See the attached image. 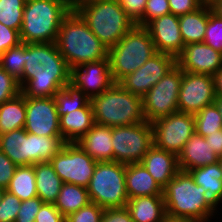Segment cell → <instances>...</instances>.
<instances>
[{
	"label": "cell",
	"instance_id": "34",
	"mask_svg": "<svg viewBox=\"0 0 222 222\" xmlns=\"http://www.w3.org/2000/svg\"><path fill=\"white\" fill-rule=\"evenodd\" d=\"M25 65V43L8 49L0 55V66L17 81L22 77Z\"/></svg>",
	"mask_w": 222,
	"mask_h": 222
},
{
	"label": "cell",
	"instance_id": "3",
	"mask_svg": "<svg viewBox=\"0 0 222 222\" xmlns=\"http://www.w3.org/2000/svg\"><path fill=\"white\" fill-rule=\"evenodd\" d=\"M73 9L107 49L135 25L118 0H82Z\"/></svg>",
	"mask_w": 222,
	"mask_h": 222
},
{
	"label": "cell",
	"instance_id": "20",
	"mask_svg": "<svg viewBox=\"0 0 222 222\" xmlns=\"http://www.w3.org/2000/svg\"><path fill=\"white\" fill-rule=\"evenodd\" d=\"M177 158L179 170L188 172L198 167L215 164L219 162L220 157L213 152L205 137L195 132L184 144Z\"/></svg>",
	"mask_w": 222,
	"mask_h": 222
},
{
	"label": "cell",
	"instance_id": "56",
	"mask_svg": "<svg viewBox=\"0 0 222 222\" xmlns=\"http://www.w3.org/2000/svg\"><path fill=\"white\" fill-rule=\"evenodd\" d=\"M213 1H215V0H203V2L205 3V4H211Z\"/></svg>",
	"mask_w": 222,
	"mask_h": 222
},
{
	"label": "cell",
	"instance_id": "49",
	"mask_svg": "<svg viewBox=\"0 0 222 222\" xmlns=\"http://www.w3.org/2000/svg\"><path fill=\"white\" fill-rule=\"evenodd\" d=\"M215 96H222V68L213 75Z\"/></svg>",
	"mask_w": 222,
	"mask_h": 222
},
{
	"label": "cell",
	"instance_id": "48",
	"mask_svg": "<svg viewBox=\"0 0 222 222\" xmlns=\"http://www.w3.org/2000/svg\"><path fill=\"white\" fill-rule=\"evenodd\" d=\"M206 141L209 143L213 152H215L220 158L222 157V130L210 134L205 137Z\"/></svg>",
	"mask_w": 222,
	"mask_h": 222
},
{
	"label": "cell",
	"instance_id": "52",
	"mask_svg": "<svg viewBox=\"0 0 222 222\" xmlns=\"http://www.w3.org/2000/svg\"><path fill=\"white\" fill-rule=\"evenodd\" d=\"M164 222H200L197 220H189V219H176L167 217Z\"/></svg>",
	"mask_w": 222,
	"mask_h": 222
},
{
	"label": "cell",
	"instance_id": "45",
	"mask_svg": "<svg viewBox=\"0 0 222 222\" xmlns=\"http://www.w3.org/2000/svg\"><path fill=\"white\" fill-rule=\"evenodd\" d=\"M203 4V0H169L171 13L177 16L193 12Z\"/></svg>",
	"mask_w": 222,
	"mask_h": 222
},
{
	"label": "cell",
	"instance_id": "38",
	"mask_svg": "<svg viewBox=\"0 0 222 222\" xmlns=\"http://www.w3.org/2000/svg\"><path fill=\"white\" fill-rule=\"evenodd\" d=\"M169 13V0H147L144 15L136 25L145 27L150 21Z\"/></svg>",
	"mask_w": 222,
	"mask_h": 222
},
{
	"label": "cell",
	"instance_id": "54",
	"mask_svg": "<svg viewBox=\"0 0 222 222\" xmlns=\"http://www.w3.org/2000/svg\"><path fill=\"white\" fill-rule=\"evenodd\" d=\"M5 191H6V189L0 187V202H1L2 198H3V195H4Z\"/></svg>",
	"mask_w": 222,
	"mask_h": 222
},
{
	"label": "cell",
	"instance_id": "55",
	"mask_svg": "<svg viewBox=\"0 0 222 222\" xmlns=\"http://www.w3.org/2000/svg\"><path fill=\"white\" fill-rule=\"evenodd\" d=\"M219 165H220V168H221V181H222V157L219 158Z\"/></svg>",
	"mask_w": 222,
	"mask_h": 222
},
{
	"label": "cell",
	"instance_id": "35",
	"mask_svg": "<svg viewBox=\"0 0 222 222\" xmlns=\"http://www.w3.org/2000/svg\"><path fill=\"white\" fill-rule=\"evenodd\" d=\"M25 3L26 0H0V23L19 32Z\"/></svg>",
	"mask_w": 222,
	"mask_h": 222
},
{
	"label": "cell",
	"instance_id": "18",
	"mask_svg": "<svg viewBox=\"0 0 222 222\" xmlns=\"http://www.w3.org/2000/svg\"><path fill=\"white\" fill-rule=\"evenodd\" d=\"M176 65L185 72L214 75L222 68V53L205 43H191L176 57Z\"/></svg>",
	"mask_w": 222,
	"mask_h": 222
},
{
	"label": "cell",
	"instance_id": "17",
	"mask_svg": "<svg viewBox=\"0 0 222 222\" xmlns=\"http://www.w3.org/2000/svg\"><path fill=\"white\" fill-rule=\"evenodd\" d=\"M26 132L38 136H61L54 97L26 96Z\"/></svg>",
	"mask_w": 222,
	"mask_h": 222
},
{
	"label": "cell",
	"instance_id": "13",
	"mask_svg": "<svg viewBox=\"0 0 222 222\" xmlns=\"http://www.w3.org/2000/svg\"><path fill=\"white\" fill-rule=\"evenodd\" d=\"M151 125L153 145L176 156L179 155L184 144L195 133L194 115L179 111L157 119Z\"/></svg>",
	"mask_w": 222,
	"mask_h": 222
},
{
	"label": "cell",
	"instance_id": "53",
	"mask_svg": "<svg viewBox=\"0 0 222 222\" xmlns=\"http://www.w3.org/2000/svg\"><path fill=\"white\" fill-rule=\"evenodd\" d=\"M68 2L72 7H74L77 3H79L82 0H65Z\"/></svg>",
	"mask_w": 222,
	"mask_h": 222
},
{
	"label": "cell",
	"instance_id": "12",
	"mask_svg": "<svg viewBox=\"0 0 222 222\" xmlns=\"http://www.w3.org/2000/svg\"><path fill=\"white\" fill-rule=\"evenodd\" d=\"M49 162L63 183L84 187L88 186L97 164L76 142L65 143Z\"/></svg>",
	"mask_w": 222,
	"mask_h": 222
},
{
	"label": "cell",
	"instance_id": "7",
	"mask_svg": "<svg viewBox=\"0 0 222 222\" xmlns=\"http://www.w3.org/2000/svg\"><path fill=\"white\" fill-rule=\"evenodd\" d=\"M65 143L62 136H38L24 128L0 135V150L17 166L49 162Z\"/></svg>",
	"mask_w": 222,
	"mask_h": 222
},
{
	"label": "cell",
	"instance_id": "21",
	"mask_svg": "<svg viewBox=\"0 0 222 222\" xmlns=\"http://www.w3.org/2000/svg\"><path fill=\"white\" fill-rule=\"evenodd\" d=\"M140 163L162 188L180 171L177 156L154 145L144 155Z\"/></svg>",
	"mask_w": 222,
	"mask_h": 222
},
{
	"label": "cell",
	"instance_id": "28",
	"mask_svg": "<svg viewBox=\"0 0 222 222\" xmlns=\"http://www.w3.org/2000/svg\"><path fill=\"white\" fill-rule=\"evenodd\" d=\"M37 197L44 203L54 204L63 185L50 162L34 164Z\"/></svg>",
	"mask_w": 222,
	"mask_h": 222
},
{
	"label": "cell",
	"instance_id": "2",
	"mask_svg": "<svg viewBox=\"0 0 222 222\" xmlns=\"http://www.w3.org/2000/svg\"><path fill=\"white\" fill-rule=\"evenodd\" d=\"M56 45L69 68L108 57V49L72 9L60 25Z\"/></svg>",
	"mask_w": 222,
	"mask_h": 222
},
{
	"label": "cell",
	"instance_id": "42",
	"mask_svg": "<svg viewBox=\"0 0 222 222\" xmlns=\"http://www.w3.org/2000/svg\"><path fill=\"white\" fill-rule=\"evenodd\" d=\"M127 16L137 24L144 15L147 0H118Z\"/></svg>",
	"mask_w": 222,
	"mask_h": 222
},
{
	"label": "cell",
	"instance_id": "16",
	"mask_svg": "<svg viewBox=\"0 0 222 222\" xmlns=\"http://www.w3.org/2000/svg\"><path fill=\"white\" fill-rule=\"evenodd\" d=\"M175 65L174 56L157 52L143 66L124 77L119 84L132 94L143 97Z\"/></svg>",
	"mask_w": 222,
	"mask_h": 222
},
{
	"label": "cell",
	"instance_id": "25",
	"mask_svg": "<svg viewBox=\"0 0 222 222\" xmlns=\"http://www.w3.org/2000/svg\"><path fill=\"white\" fill-rule=\"evenodd\" d=\"M126 208L134 222H164L167 218L163 195L130 198Z\"/></svg>",
	"mask_w": 222,
	"mask_h": 222
},
{
	"label": "cell",
	"instance_id": "26",
	"mask_svg": "<svg viewBox=\"0 0 222 222\" xmlns=\"http://www.w3.org/2000/svg\"><path fill=\"white\" fill-rule=\"evenodd\" d=\"M197 185L205 190V201L215 210L222 203V181L219 162L188 171Z\"/></svg>",
	"mask_w": 222,
	"mask_h": 222
},
{
	"label": "cell",
	"instance_id": "51",
	"mask_svg": "<svg viewBox=\"0 0 222 222\" xmlns=\"http://www.w3.org/2000/svg\"><path fill=\"white\" fill-rule=\"evenodd\" d=\"M214 104L217 106V109L221 115L222 118V96H216Z\"/></svg>",
	"mask_w": 222,
	"mask_h": 222
},
{
	"label": "cell",
	"instance_id": "47",
	"mask_svg": "<svg viewBox=\"0 0 222 222\" xmlns=\"http://www.w3.org/2000/svg\"><path fill=\"white\" fill-rule=\"evenodd\" d=\"M101 222H134L126 207L104 209Z\"/></svg>",
	"mask_w": 222,
	"mask_h": 222
},
{
	"label": "cell",
	"instance_id": "31",
	"mask_svg": "<svg viewBox=\"0 0 222 222\" xmlns=\"http://www.w3.org/2000/svg\"><path fill=\"white\" fill-rule=\"evenodd\" d=\"M34 165L17 166L6 191L17 196L21 202L37 197Z\"/></svg>",
	"mask_w": 222,
	"mask_h": 222
},
{
	"label": "cell",
	"instance_id": "37",
	"mask_svg": "<svg viewBox=\"0 0 222 222\" xmlns=\"http://www.w3.org/2000/svg\"><path fill=\"white\" fill-rule=\"evenodd\" d=\"M104 209L94 202H89L78 211L69 214L66 222H101Z\"/></svg>",
	"mask_w": 222,
	"mask_h": 222
},
{
	"label": "cell",
	"instance_id": "9",
	"mask_svg": "<svg viewBox=\"0 0 222 222\" xmlns=\"http://www.w3.org/2000/svg\"><path fill=\"white\" fill-rule=\"evenodd\" d=\"M126 164L97 162L87 191L91 202L103 209L126 207L128 194L125 183Z\"/></svg>",
	"mask_w": 222,
	"mask_h": 222
},
{
	"label": "cell",
	"instance_id": "24",
	"mask_svg": "<svg viewBox=\"0 0 222 222\" xmlns=\"http://www.w3.org/2000/svg\"><path fill=\"white\" fill-rule=\"evenodd\" d=\"M125 183L128 199L163 195V188L141 163L126 164Z\"/></svg>",
	"mask_w": 222,
	"mask_h": 222
},
{
	"label": "cell",
	"instance_id": "11",
	"mask_svg": "<svg viewBox=\"0 0 222 222\" xmlns=\"http://www.w3.org/2000/svg\"><path fill=\"white\" fill-rule=\"evenodd\" d=\"M183 70L175 65L142 97L143 114L147 122L167 117L178 111V96Z\"/></svg>",
	"mask_w": 222,
	"mask_h": 222
},
{
	"label": "cell",
	"instance_id": "8",
	"mask_svg": "<svg viewBox=\"0 0 222 222\" xmlns=\"http://www.w3.org/2000/svg\"><path fill=\"white\" fill-rule=\"evenodd\" d=\"M156 53L147 29L135 24L115 46L108 49L109 66L115 82L119 83L136 71Z\"/></svg>",
	"mask_w": 222,
	"mask_h": 222
},
{
	"label": "cell",
	"instance_id": "33",
	"mask_svg": "<svg viewBox=\"0 0 222 222\" xmlns=\"http://www.w3.org/2000/svg\"><path fill=\"white\" fill-rule=\"evenodd\" d=\"M194 119L195 132L203 137L222 130V118L214 103L201 109Z\"/></svg>",
	"mask_w": 222,
	"mask_h": 222
},
{
	"label": "cell",
	"instance_id": "30",
	"mask_svg": "<svg viewBox=\"0 0 222 222\" xmlns=\"http://www.w3.org/2000/svg\"><path fill=\"white\" fill-rule=\"evenodd\" d=\"M89 202L91 201L86 187L63 183L54 205L66 218L69 214L78 211Z\"/></svg>",
	"mask_w": 222,
	"mask_h": 222
},
{
	"label": "cell",
	"instance_id": "50",
	"mask_svg": "<svg viewBox=\"0 0 222 222\" xmlns=\"http://www.w3.org/2000/svg\"><path fill=\"white\" fill-rule=\"evenodd\" d=\"M212 12L222 18V0H215L210 4Z\"/></svg>",
	"mask_w": 222,
	"mask_h": 222
},
{
	"label": "cell",
	"instance_id": "29",
	"mask_svg": "<svg viewBox=\"0 0 222 222\" xmlns=\"http://www.w3.org/2000/svg\"><path fill=\"white\" fill-rule=\"evenodd\" d=\"M26 122V96L21 92L0 104V135L24 128Z\"/></svg>",
	"mask_w": 222,
	"mask_h": 222
},
{
	"label": "cell",
	"instance_id": "23",
	"mask_svg": "<svg viewBox=\"0 0 222 222\" xmlns=\"http://www.w3.org/2000/svg\"><path fill=\"white\" fill-rule=\"evenodd\" d=\"M95 124L90 101L80 109L59 117L61 136L66 143H75Z\"/></svg>",
	"mask_w": 222,
	"mask_h": 222
},
{
	"label": "cell",
	"instance_id": "1",
	"mask_svg": "<svg viewBox=\"0 0 222 222\" xmlns=\"http://www.w3.org/2000/svg\"><path fill=\"white\" fill-rule=\"evenodd\" d=\"M70 68L55 42L25 43V65L18 80L29 97H54L69 85Z\"/></svg>",
	"mask_w": 222,
	"mask_h": 222
},
{
	"label": "cell",
	"instance_id": "32",
	"mask_svg": "<svg viewBox=\"0 0 222 222\" xmlns=\"http://www.w3.org/2000/svg\"><path fill=\"white\" fill-rule=\"evenodd\" d=\"M54 98L56 100L58 117L83 108L90 101L82 91L72 88L70 85L60 89Z\"/></svg>",
	"mask_w": 222,
	"mask_h": 222
},
{
	"label": "cell",
	"instance_id": "22",
	"mask_svg": "<svg viewBox=\"0 0 222 222\" xmlns=\"http://www.w3.org/2000/svg\"><path fill=\"white\" fill-rule=\"evenodd\" d=\"M76 143L95 161L112 162V127L94 124Z\"/></svg>",
	"mask_w": 222,
	"mask_h": 222
},
{
	"label": "cell",
	"instance_id": "36",
	"mask_svg": "<svg viewBox=\"0 0 222 222\" xmlns=\"http://www.w3.org/2000/svg\"><path fill=\"white\" fill-rule=\"evenodd\" d=\"M203 43L222 53V18L212 12L209 5V19Z\"/></svg>",
	"mask_w": 222,
	"mask_h": 222
},
{
	"label": "cell",
	"instance_id": "6",
	"mask_svg": "<svg viewBox=\"0 0 222 222\" xmlns=\"http://www.w3.org/2000/svg\"><path fill=\"white\" fill-rule=\"evenodd\" d=\"M94 122L108 127L134 125L146 121L142 97L115 83L108 90L90 99Z\"/></svg>",
	"mask_w": 222,
	"mask_h": 222
},
{
	"label": "cell",
	"instance_id": "14",
	"mask_svg": "<svg viewBox=\"0 0 222 222\" xmlns=\"http://www.w3.org/2000/svg\"><path fill=\"white\" fill-rule=\"evenodd\" d=\"M214 78L209 74L183 71L178 96V111L195 115L215 101Z\"/></svg>",
	"mask_w": 222,
	"mask_h": 222
},
{
	"label": "cell",
	"instance_id": "46",
	"mask_svg": "<svg viewBox=\"0 0 222 222\" xmlns=\"http://www.w3.org/2000/svg\"><path fill=\"white\" fill-rule=\"evenodd\" d=\"M35 222H66L54 204L44 203L35 217Z\"/></svg>",
	"mask_w": 222,
	"mask_h": 222
},
{
	"label": "cell",
	"instance_id": "4",
	"mask_svg": "<svg viewBox=\"0 0 222 222\" xmlns=\"http://www.w3.org/2000/svg\"><path fill=\"white\" fill-rule=\"evenodd\" d=\"M204 193L188 172L179 171L163 188L166 216L210 222L209 218L216 212L205 201Z\"/></svg>",
	"mask_w": 222,
	"mask_h": 222
},
{
	"label": "cell",
	"instance_id": "44",
	"mask_svg": "<svg viewBox=\"0 0 222 222\" xmlns=\"http://www.w3.org/2000/svg\"><path fill=\"white\" fill-rule=\"evenodd\" d=\"M17 165L0 150V187L6 189L16 171Z\"/></svg>",
	"mask_w": 222,
	"mask_h": 222
},
{
	"label": "cell",
	"instance_id": "41",
	"mask_svg": "<svg viewBox=\"0 0 222 222\" xmlns=\"http://www.w3.org/2000/svg\"><path fill=\"white\" fill-rule=\"evenodd\" d=\"M43 204L39 197L22 201L14 222H35V217Z\"/></svg>",
	"mask_w": 222,
	"mask_h": 222
},
{
	"label": "cell",
	"instance_id": "43",
	"mask_svg": "<svg viewBox=\"0 0 222 222\" xmlns=\"http://www.w3.org/2000/svg\"><path fill=\"white\" fill-rule=\"evenodd\" d=\"M21 42L19 32L0 23V55Z\"/></svg>",
	"mask_w": 222,
	"mask_h": 222
},
{
	"label": "cell",
	"instance_id": "40",
	"mask_svg": "<svg viewBox=\"0 0 222 222\" xmlns=\"http://www.w3.org/2000/svg\"><path fill=\"white\" fill-rule=\"evenodd\" d=\"M21 93L18 81L0 66V104Z\"/></svg>",
	"mask_w": 222,
	"mask_h": 222
},
{
	"label": "cell",
	"instance_id": "39",
	"mask_svg": "<svg viewBox=\"0 0 222 222\" xmlns=\"http://www.w3.org/2000/svg\"><path fill=\"white\" fill-rule=\"evenodd\" d=\"M21 207V200L5 191L0 202V222H14Z\"/></svg>",
	"mask_w": 222,
	"mask_h": 222
},
{
	"label": "cell",
	"instance_id": "19",
	"mask_svg": "<svg viewBox=\"0 0 222 222\" xmlns=\"http://www.w3.org/2000/svg\"><path fill=\"white\" fill-rule=\"evenodd\" d=\"M145 28L149 32L157 52L170 54L176 58L184 49L179 16L172 13L163 15L150 21Z\"/></svg>",
	"mask_w": 222,
	"mask_h": 222
},
{
	"label": "cell",
	"instance_id": "27",
	"mask_svg": "<svg viewBox=\"0 0 222 222\" xmlns=\"http://www.w3.org/2000/svg\"><path fill=\"white\" fill-rule=\"evenodd\" d=\"M209 19V4L179 16L180 32L184 45L202 43L205 38Z\"/></svg>",
	"mask_w": 222,
	"mask_h": 222
},
{
	"label": "cell",
	"instance_id": "15",
	"mask_svg": "<svg viewBox=\"0 0 222 222\" xmlns=\"http://www.w3.org/2000/svg\"><path fill=\"white\" fill-rule=\"evenodd\" d=\"M108 57L70 68L69 85L89 99L102 94L115 84Z\"/></svg>",
	"mask_w": 222,
	"mask_h": 222
},
{
	"label": "cell",
	"instance_id": "10",
	"mask_svg": "<svg viewBox=\"0 0 222 222\" xmlns=\"http://www.w3.org/2000/svg\"><path fill=\"white\" fill-rule=\"evenodd\" d=\"M113 161L140 163L153 146L151 123L144 121L134 125L112 127Z\"/></svg>",
	"mask_w": 222,
	"mask_h": 222
},
{
	"label": "cell",
	"instance_id": "5",
	"mask_svg": "<svg viewBox=\"0 0 222 222\" xmlns=\"http://www.w3.org/2000/svg\"><path fill=\"white\" fill-rule=\"evenodd\" d=\"M72 9L65 0L26 1L19 31L21 42H56L60 25Z\"/></svg>",
	"mask_w": 222,
	"mask_h": 222
}]
</instances>
